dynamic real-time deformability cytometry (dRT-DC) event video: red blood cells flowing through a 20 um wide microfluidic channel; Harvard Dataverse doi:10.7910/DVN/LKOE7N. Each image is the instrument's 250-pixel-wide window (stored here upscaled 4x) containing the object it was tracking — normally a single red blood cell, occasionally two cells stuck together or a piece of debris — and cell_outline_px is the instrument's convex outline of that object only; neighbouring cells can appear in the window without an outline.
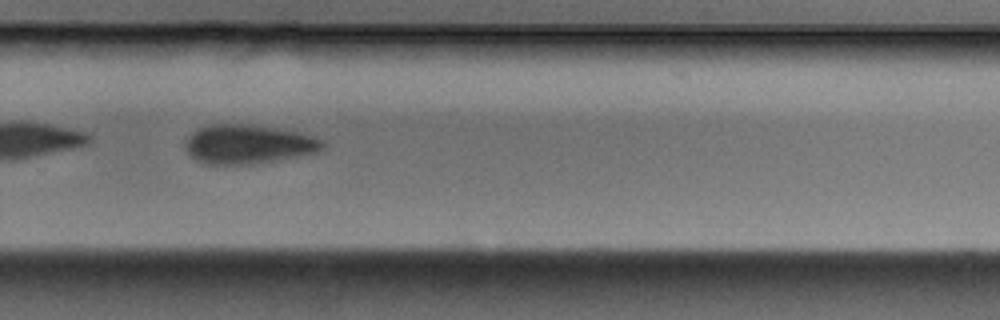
{"species": "Egyptian fruit bat (a non-hibernating species)", "species_latin": "Rousettus aegyptiacus", "temperature_condition": "cold", "stored_images_in_passage": 43, "camera_frame_rate_fps": 3000, "um_per_image_px": 0.085, "animal": {"sex": "male"}, "frame": {"image": 1, "passage_image": 31, "time_ms": 10.0, "image_size_px": [1000, 320], "cell_outline_px": [[324, 148], [316, 152], [252, 164], [204, 164], [196, 160], [188, 152], [188, 136], [192, 132], [208, 124], [252, 124], [300, 132], [324, 140]], "centroid_in_image_um": [21.12, 12.24], "position_along_channel_um": 308.7, "area_um2": 30.92}}